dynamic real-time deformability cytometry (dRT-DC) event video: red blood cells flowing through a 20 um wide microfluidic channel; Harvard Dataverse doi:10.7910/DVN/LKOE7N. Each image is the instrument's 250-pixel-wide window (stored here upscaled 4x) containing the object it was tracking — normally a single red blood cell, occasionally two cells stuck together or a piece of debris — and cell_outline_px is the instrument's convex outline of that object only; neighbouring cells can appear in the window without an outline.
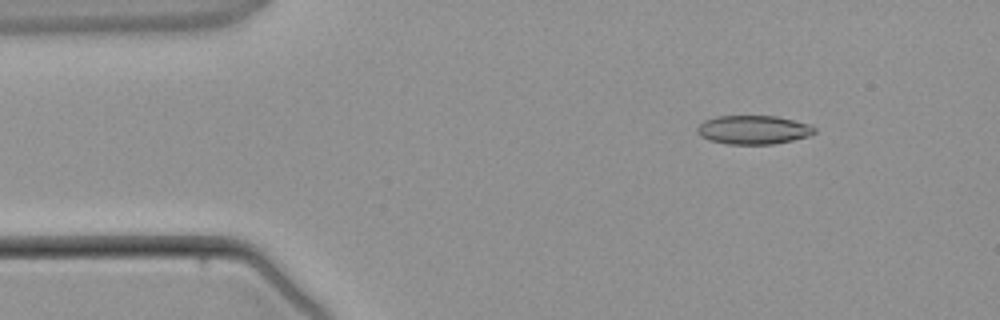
{"species": "common noctule bat (a hibernating species)", "species_latin": "Nyctalus noctula", "temperature_condition": "warm", "stored_images_in_passage": 3, "camera_frame_rate_fps": 3000, "um_per_image_px": 0.085, "animal": {"sex": "male", "body_mass_g": 21.5, "forearm_length_mm": 52.0}, "frame": {"image": 1, "passage_image": 2, "time_ms": 1.667, "image_size_px": [1000, 320], "cell_outline_px": [[816, 132], [808, 136], [792, 140], [772, 144], [728, 144], [708, 140], [700, 136], [696, 132], [696, 128], [704, 120], [716, 116], [776, 116], [808, 124], [816, 128]], "centroid_in_image_um": [63.99, 11.03], "position_along_channel_um": 21.0, "area_um2": 19.65}}